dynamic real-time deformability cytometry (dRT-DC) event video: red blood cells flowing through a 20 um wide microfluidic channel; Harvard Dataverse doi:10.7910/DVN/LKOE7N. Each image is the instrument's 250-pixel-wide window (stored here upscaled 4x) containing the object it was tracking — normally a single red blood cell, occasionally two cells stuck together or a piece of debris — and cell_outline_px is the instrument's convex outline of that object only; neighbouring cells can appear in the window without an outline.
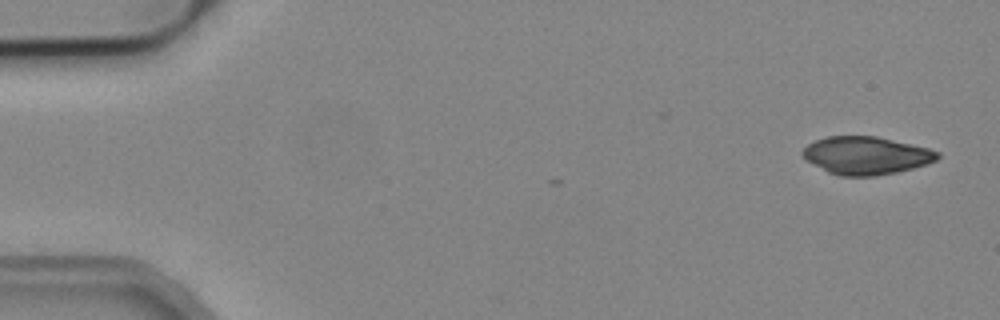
{"species": "common noctule bat (a hibernating species)", "species_latin": "Nyctalus noctula", "temperature_condition": "cold", "stored_images_in_passage": 5, "camera_frame_rate_fps": 3000, "um_per_image_px": 0.085, "animal": {"sex": "male", "body_mass_g": 19.2, "forearm_length_mm": 51.8}, "frame": {"image": 1, "passage_image": 1, "time_ms": 0.0, "image_size_px": [1000, 320], "cell_outline_px": [[940, 156], [936, 160], [928, 164], [896, 172], [876, 176], [840, 176], [828, 172], [808, 160], [800, 152], [808, 144], [816, 140], [828, 136], [876, 136], [928, 148], [940, 152]], "centroid_in_image_um": [73.64, 13.22], "position_along_channel_um": 11.4, "area_um2": 29.54}}